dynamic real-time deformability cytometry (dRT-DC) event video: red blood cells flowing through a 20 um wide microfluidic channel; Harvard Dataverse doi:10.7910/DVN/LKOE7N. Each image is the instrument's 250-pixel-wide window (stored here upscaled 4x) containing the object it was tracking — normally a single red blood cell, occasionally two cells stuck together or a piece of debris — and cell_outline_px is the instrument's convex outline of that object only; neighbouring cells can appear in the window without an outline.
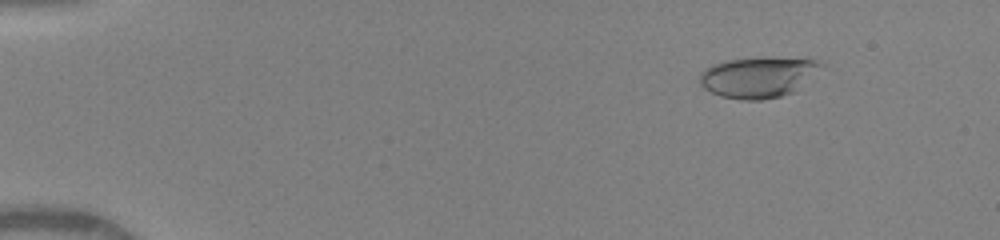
{"species": "human", "species_latin": "Homo sapiens", "temperature_condition": "warm", "stored_images_in_passage": 51, "camera_frame_rate_fps": 3000, "um_per_image_px": 0.085, "donor": {"sex": "female"}, "frame": {"image": 1, "passage_image": 7, "time_ms": 2.0, "image_size_px": [1000, 240], "cell_outline_px": [[824, 64], [796, 92], [780, 96], [760, 100], [740, 100], [720, 96], [704, 88], [700, 84], [700, 72], [712, 64], [728, 60], [816, 60]], "centroid_in_image_um": [64.39, 6.62], "position_along_channel_um": 20.6, "area_um2": 27.74}}
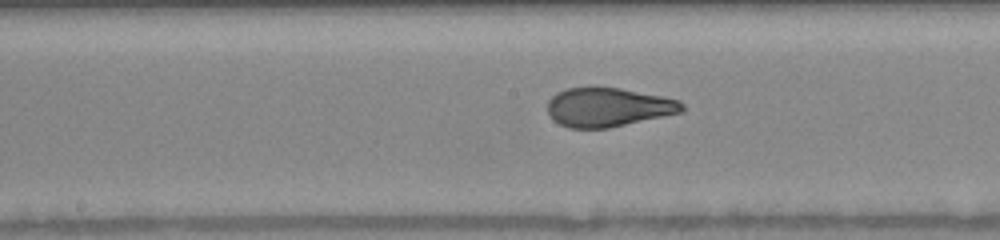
{"frame": {"image": 2, "passage_image": 28, "time_ms": 9.0, "image_size_px": [1000, 240], "cell_outline_px": [[684, 112], [608, 128], [568, 128], [560, 124], [548, 112], [548, 100], [556, 92], [564, 88], [620, 88], [680, 100], [684, 104]], "centroid_in_image_um": [51.71, 9.12], "position_along_channel_um": 196.5, "area_um2": 30.35}}
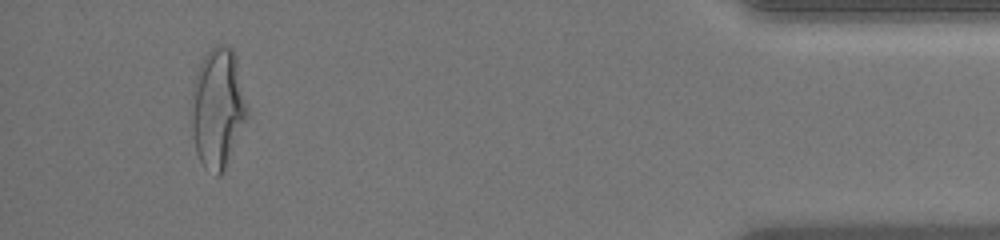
{"frame": {"image": 3, "passage_image": 48, "time_ms": 15.667, "image_size_px": [1000, 240], "cell_outline_px": [[248, 116], [224, 172], [220, 176], [216, 176], [204, 168], [196, 152], [192, 132], [192, 88], [196, 72], [204, 56], [216, 44], [228, 44], [232, 48], [236, 56], [248, 108]], "centroid_in_image_um": [18.52, 9.19], "position_along_channel_um": 416.7, "area_um2": 39.25}, "authors_computed_cell_mechanics": {"area_um2": 31.0964, "velocity_mm_per_s": 4.1288, "shape_relaxation_time_tau1_ms": 4.1238, "shape_relaxation_time_tau2_ms": 0.6909, "deformation_change_tau1": 0.2035, "deformation_change_tau2": 0.0795}}